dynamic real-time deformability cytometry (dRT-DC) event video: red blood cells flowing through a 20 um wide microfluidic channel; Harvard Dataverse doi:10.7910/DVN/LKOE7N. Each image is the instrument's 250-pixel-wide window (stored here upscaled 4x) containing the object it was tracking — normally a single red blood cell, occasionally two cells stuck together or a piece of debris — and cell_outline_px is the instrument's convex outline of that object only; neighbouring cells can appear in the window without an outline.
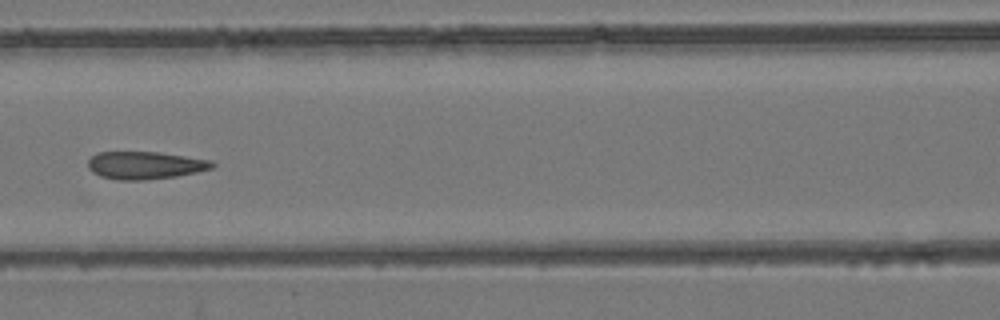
{"species": "common noctule bat (a hibernating species)", "species_latin": "Nyctalus noctula", "temperature_condition": "room temperature", "stored_images_in_passage": 8, "camera_frame_rate_fps": 3000, "um_per_image_px": 0.085, "animal": {"sex": "female", "body_mass_g": 24.6, "forearm_length_mm": 56.2}, "frame": {"image": 1, "passage_image": 8, "time_ms": 8.0, "image_size_px": [1000, 320], "cell_outline_px": [[216, 164], [212, 168], [196, 172], [176, 176], [144, 180], [116, 180], [100, 176], [92, 172], [88, 168], [88, 160], [96, 152], [160, 152], [212, 160]], "centroid_in_image_um": [12.32, 14.04], "position_along_channel_um": 154.3, "area_um2": 20.11}}